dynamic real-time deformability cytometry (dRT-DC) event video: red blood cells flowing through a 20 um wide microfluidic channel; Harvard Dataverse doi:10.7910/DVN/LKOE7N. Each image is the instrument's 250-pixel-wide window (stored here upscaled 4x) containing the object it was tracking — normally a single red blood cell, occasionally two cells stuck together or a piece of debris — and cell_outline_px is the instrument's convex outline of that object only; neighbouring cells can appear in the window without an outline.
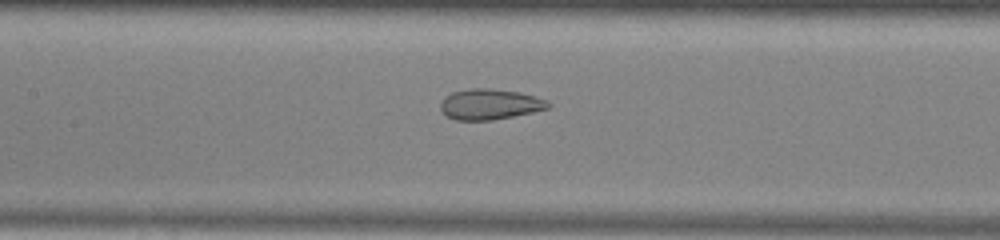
{"species": "common noctule bat (a hibernating species)", "species_latin": "Nyctalus noctula", "temperature_condition": "warm", "stored_images_in_passage": 50, "camera_frame_rate_fps": 3000, "um_per_image_px": 0.085, "animal": {"sex": "male", "body_mass_g": 13.0, "forearm_length_mm": 53.1}, "frame": {"image": 1, "passage_image": 23, "time_ms": 7.333, "image_size_px": [1000, 240], "cell_outline_px": [[552, 104], [548, 108], [532, 112], [492, 120], [456, 120], [448, 116], [440, 108], [440, 104], [452, 92], [472, 88], [492, 88], [520, 92], [548, 100]], "centroid_in_image_um": [41.68, 8.85], "position_along_channel_um": 165.7, "area_um2": 19.02}}
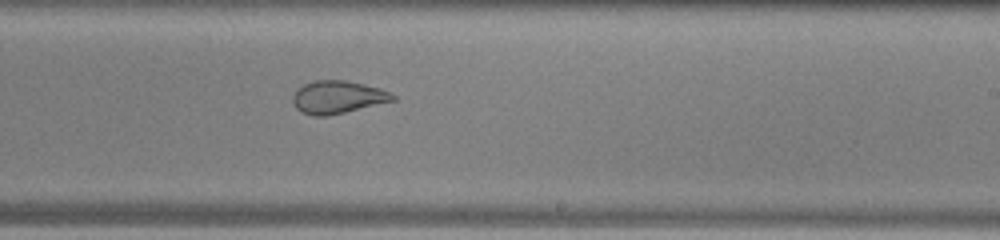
{"frame": {"image": 2, "passage_image": 30, "time_ms": 9.667, "image_size_px": [1000, 240], "cell_outline_px": [[396, 100], [328, 116], [312, 116], [300, 112], [296, 108], [292, 100], [292, 96], [296, 88], [312, 80], [344, 80], [364, 84], [380, 88], [396, 96]], "centroid_in_image_um": [28.66, 8.26], "position_along_channel_um": 260.3, "area_um2": 19.25}}
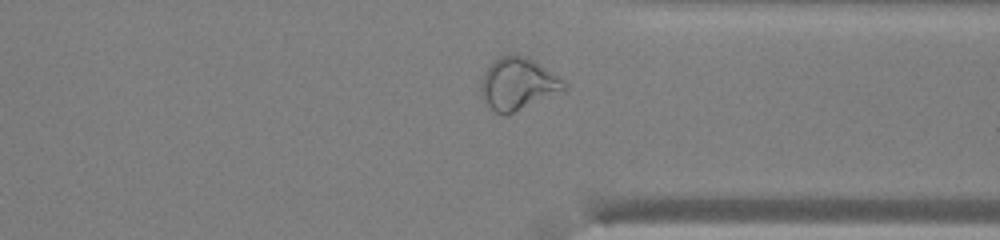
{"frame": {"image": 3, "passage_image": 38, "time_ms": 12.333, "image_size_px": [1000, 240], "cell_outline_px": [[564, 88], [508, 116], [504, 116], [496, 112], [480, 96], [480, 84], [484, 72], [500, 56], [512, 52], [524, 56], [532, 60], [564, 80]], "centroid_in_image_um": [43.94, 7.12], "position_along_channel_um": 367.5, "area_um2": 24.68}, "authors_computed_cell_mechanics": {"area_um2": 26.0967, "velocity_mm_per_s": 4.0717, "shape_relaxation_time_tau1_ms": null, "shape_relaxation_time_tau2_ms": 1.0177, "deformation_change_tau1": null, "deformation_change_tau2": 0.0704}}